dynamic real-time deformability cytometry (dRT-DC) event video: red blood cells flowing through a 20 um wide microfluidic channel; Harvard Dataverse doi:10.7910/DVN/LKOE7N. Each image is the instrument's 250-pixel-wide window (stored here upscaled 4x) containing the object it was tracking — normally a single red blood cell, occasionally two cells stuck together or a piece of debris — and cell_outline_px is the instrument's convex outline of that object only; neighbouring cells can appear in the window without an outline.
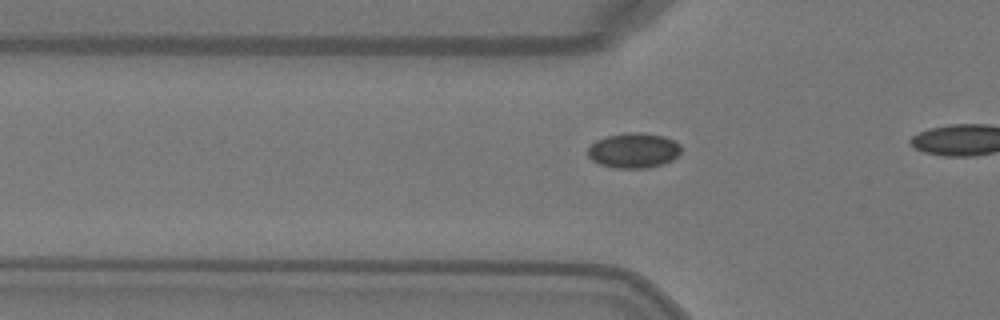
{"species": "Egyptian fruit bat (a non-hibernating species)", "species_latin": "Rousettus aegyptiacus", "temperature_condition": "warm", "stored_images_in_passage": 4, "camera_frame_rate_fps": 3000, "um_per_image_px": 0.085, "animal": {"sex": "female"}, "frame": {"image": 1, "passage_image": 4, "time_ms": 1.0, "image_size_px": [1000, 320], "cell_outline_px": [[680, 152], [672, 160], [664, 164], [648, 168], [616, 168], [600, 164], [592, 160], [588, 156], [588, 148], [596, 140], [608, 136], [632, 132], [636, 132], [664, 136], [676, 140], [680, 144]], "centroid_in_image_um": [53.88, 12.79], "position_along_channel_um": 71.9, "area_um2": 19.02}}